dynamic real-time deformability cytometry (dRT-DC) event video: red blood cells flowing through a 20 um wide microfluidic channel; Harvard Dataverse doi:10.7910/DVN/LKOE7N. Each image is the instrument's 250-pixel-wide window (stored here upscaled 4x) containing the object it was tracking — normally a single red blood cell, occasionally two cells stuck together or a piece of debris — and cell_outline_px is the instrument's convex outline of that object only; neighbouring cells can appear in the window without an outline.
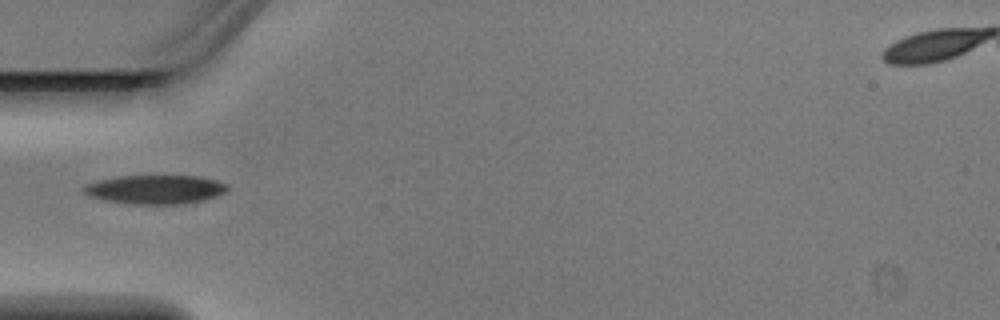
{"species": "Egyptian fruit bat (a non-hibernating species)", "species_latin": "Rousettus aegyptiacus", "temperature_condition": "warm", "stored_images_in_passage": 4, "camera_frame_rate_fps": 3000, "um_per_image_px": 0.085, "animal": {"sex": "male"}, "frame": {"image": 1, "passage_image": 4, "time_ms": 1.0, "image_size_px": [1000, 320], "cell_outline_px": [[228, 188], [224, 192], [216, 196], [204, 200], [184, 204], [132, 204], [108, 200], [88, 196], [80, 192], [80, 188], [84, 184], [100, 180], [120, 176], [196, 176], [216, 180], [228, 184]], "centroid_in_image_um": [13.16, 16.1], "position_along_channel_um": 71.8, "area_um2": 24.28}}